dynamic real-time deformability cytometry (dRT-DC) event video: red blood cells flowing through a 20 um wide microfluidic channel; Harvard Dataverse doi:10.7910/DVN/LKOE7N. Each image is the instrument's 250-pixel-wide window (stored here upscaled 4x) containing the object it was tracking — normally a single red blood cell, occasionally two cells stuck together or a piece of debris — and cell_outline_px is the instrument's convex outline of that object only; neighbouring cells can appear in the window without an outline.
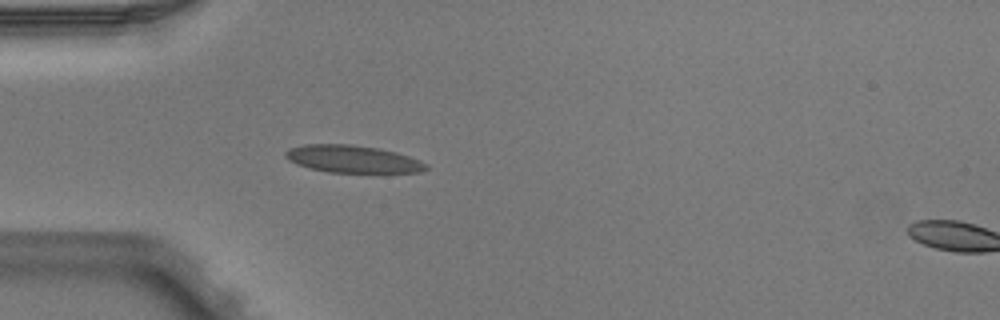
{"species": "Egyptian fruit bat (a non-hibernating species)", "species_latin": "Rousettus aegyptiacus", "temperature_condition": "warm", "stored_images_in_passage": 3, "segment_of_instrument_passage": [1, 2], "camera_frame_rate_fps": 3000, "um_per_image_px": 0.085, "animal": {"sex": "male"}, "frame": {"image": 1, "passage_image": 2, "time_ms": 0.333, "image_size_px": [1000, 320], "cell_outline_px": [[428, 168], [420, 172], [328, 172], [308, 168], [296, 164], [288, 160], [284, 156], [284, 152], [288, 148], [304, 144], [352, 144], [376, 148], [396, 152], [420, 160], [428, 164]], "centroid_in_image_um": [29.93, 13.51], "position_along_channel_um": 55.1, "area_um2": 22.48}}